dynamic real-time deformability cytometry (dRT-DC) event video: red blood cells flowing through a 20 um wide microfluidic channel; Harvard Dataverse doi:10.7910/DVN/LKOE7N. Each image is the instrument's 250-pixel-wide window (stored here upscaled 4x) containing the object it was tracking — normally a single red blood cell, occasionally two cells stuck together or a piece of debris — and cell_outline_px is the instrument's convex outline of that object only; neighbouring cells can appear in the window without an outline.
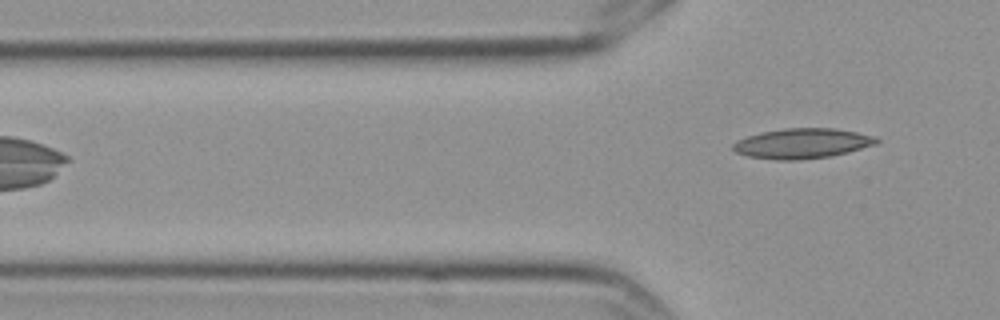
{"species": "Egyptian fruit bat (a non-hibernating species)", "species_latin": "Rousettus aegyptiacus", "temperature_condition": "cold", "stored_images_in_passage": 7, "camera_frame_rate_fps": 3000, "um_per_image_px": 0.085, "frame": {"image": 1, "passage_image": 7, "time_ms": 2.0, "image_size_px": [1000, 320], "cell_outline_px": [[880, 140], [876, 144], [848, 152], [832, 156], [800, 160], [776, 160], [748, 156], [736, 152], [732, 148], [732, 144], [736, 140], [760, 132], [784, 128], [836, 128], [876, 136]], "centroid_in_image_um": [68.19, 12.19], "position_along_channel_um": 57.6, "area_um2": 25.32}}